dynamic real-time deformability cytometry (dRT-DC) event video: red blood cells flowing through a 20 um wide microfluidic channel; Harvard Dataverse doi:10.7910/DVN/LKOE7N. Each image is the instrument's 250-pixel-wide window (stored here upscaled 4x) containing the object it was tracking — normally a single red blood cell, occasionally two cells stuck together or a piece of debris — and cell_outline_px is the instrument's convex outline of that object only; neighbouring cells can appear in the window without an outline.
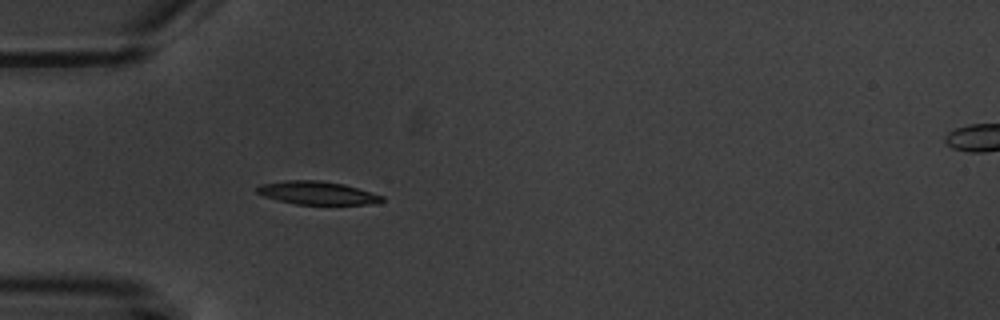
{"species": "common noctule bat (a hibernating species)", "species_latin": "Nyctalus noctula", "temperature_condition": "warm", "stored_images_in_passage": 7, "camera_frame_rate_fps": 3000, "um_per_image_px": 0.085, "animal": {"sex": "male", "body_mass_g": 20.1, "forearm_length_mm": 53.5}, "frame": {"image": 1, "passage_image": 6, "time_ms": 5.667, "image_size_px": [1000, 320], "cell_outline_px": [[384, 200], [376, 204], [296, 204], [276, 200], [264, 196], [256, 192], [256, 188], [260, 184], [284, 180], [320, 180], [344, 184], [372, 192], [384, 196]], "centroid_in_image_um": [26.96, 16.39], "position_along_channel_um": 58.0, "area_um2": 16.99}}